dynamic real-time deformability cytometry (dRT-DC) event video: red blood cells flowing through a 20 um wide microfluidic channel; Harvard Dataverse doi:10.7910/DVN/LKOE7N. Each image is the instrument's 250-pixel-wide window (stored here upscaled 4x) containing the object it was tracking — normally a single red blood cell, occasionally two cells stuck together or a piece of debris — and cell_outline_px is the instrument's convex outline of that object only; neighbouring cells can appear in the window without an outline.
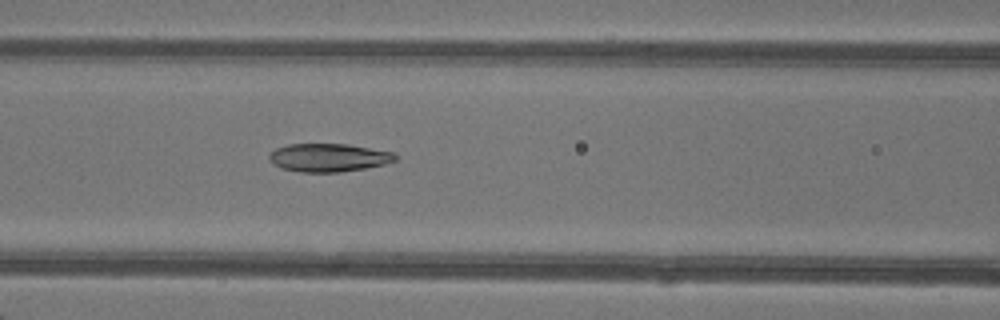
{"species": "common noctule bat (a hibernating species)", "species_latin": "Nyctalus noctula", "temperature_condition": "warm", "stored_images_in_passage": 34, "camera_frame_rate_fps": 3000, "um_per_image_px": 0.085, "animal": {"sex": "female"}, "frame": {"image": 1, "passage_image": 7, "time_ms": 2.0, "image_size_px": [1000, 320], "cell_outline_px": [[396, 160], [384, 164], [364, 168], [340, 172], [300, 172], [280, 168], [272, 164], [268, 160], [268, 156], [276, 148], [288, 144], [348, 144], [396, 152]], "centroid_in_image_um": [27.91, 13.39], "position_along_channel_um": 138.7, "area_um2": 20.87}}
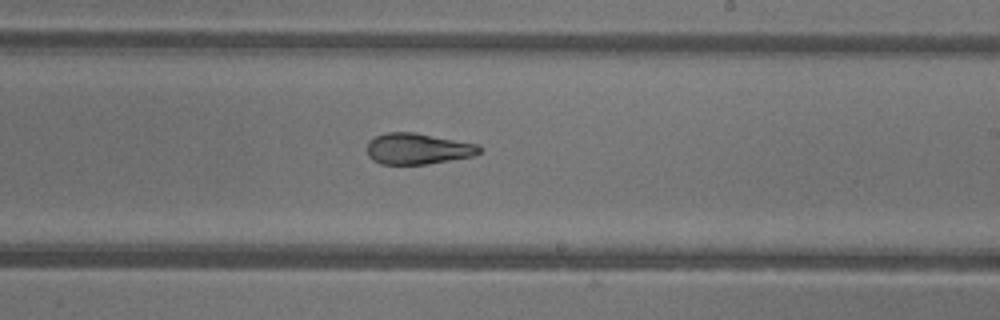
{"frame": {"image": 2, "passage_image": 15, "time_ms": 4.667, "image_size_px": [1000, 320], "cell_outline_px": [[480, 152], [472, 156], [428, 164], [380, 164], [372, 160], [368, 156], [368, 140], [384, 132], [416, 132], [476, 144], [480, 148]], "centroid_in_image_um": [35.46, 12.64], "position_along_channel_um": 253.5, "area_um2": 20.29}}
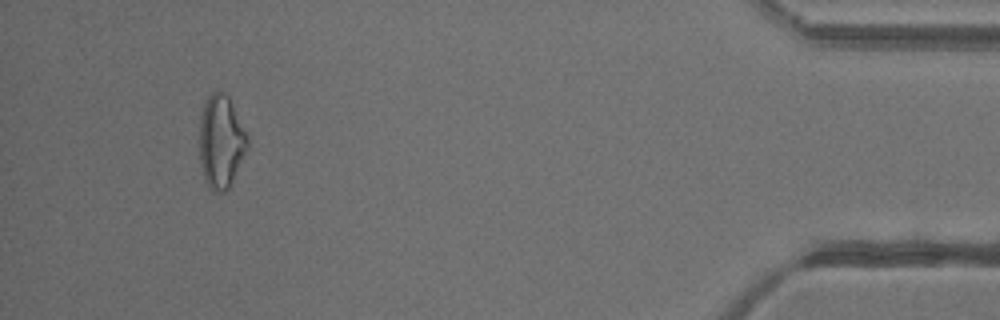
{"frame": {"image": 3, "passage_image": 31, "time_ms": 10.0, "image_size_px": [1000, 320], "cell_outline_px": [[248, 148], [228, 188], [224, 192], [212, 192], [208, 188], [204, 180], [200, 164], [200, 116], [204, 100], [216, 88], [224, 92], [228, 96], [248, 136]], "centroid_in_image_um": [18.76, 12.02], "position_along_channel_um": 416.4, "area_um2": 26.24}, "authors_computed_cell_mechanics": {"area_um2": 21.1548, "velocity_mm_per_s": 4.312, "shape_relaxation_time_tau1_ms": null, "shape_relaxation_time_tau2_ms": 2.8142, "deformation_change_tau1": null, "deformation_change_tau2": 0.096}}